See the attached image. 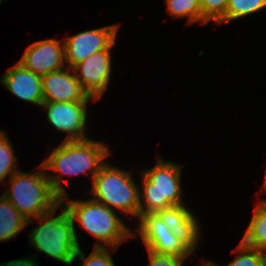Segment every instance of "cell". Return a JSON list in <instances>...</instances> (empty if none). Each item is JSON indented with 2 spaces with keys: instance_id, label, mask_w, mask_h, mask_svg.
<instances>
[{
  "instance_id": "30bf717a",
  "label": "cell",
  "mask_w": 266,
  "mask_h": 266,
  "mask_svg": "<svg viewBox=\"0 0 266 266\" xmlns=\"http://www.w3.org/2000/svg\"><path fill=\"white\" fill-rule=\"evenodd\" d=\"M111 64V50H102L72 68L77 80L95 101L107 89L111 77Z\"/></svg>"
},
{
  "instance_id": "6da1fadb",
  "label": "cell",
  "mask_w": 266,
  "mask_h": 266,
  "mask_svg": "<svg viewBox=\"0 0 266 266\" xmlns=\"http://www.w3.org/2000/svg\"><path fill=\"white\" fill-rule=\"evenodd\" d=\"M106 144L94 141L90 138L85 140H64L43 160L45 170L58 172V175L46 171L47 178L53 190L60 196L67 195L62 184L63 175L78 176L90 171L92 181L99 172L105 159L110 155ZM104 160V161H103ZM88 171V172H87Z\"/></svg>"
},
{
  "instance_id": "ba28073f",
  "label": "cell",
  "mask_w": 266,
  "mask_h": 266,
  "mask_svg": "<svg viewBox=\"0 0 266 266\" xmlns=\"http://www.w3.org/2000/svg\"><path fill=\"white\" fill-rule=\"evenodd\" d=\"M118 25H108L72 35L63 40L65 49V62L73 68L94 53L102 50H111L115 45Z\"/></svg>"
},
{
  "instance_id": "e0dca14e",
  "label": "cell",
  "mask_w": 266,
  "mask_h": 266,
  "mask_svg": "<svg viewBox=\"0 0 266 266\" xmlns=\"http://www.w3.org/2000/svg\"><path fill=\"white\" fill-rule=\"evenodd\" d=\"M167 12L173 18L188 17V24L195 22L203 25L208 22L202 17L200 0H165Z\"/></svg>"
},
{
  "instance_id": "9c48e42d",
  "label": "cell",
  "mask_w": 266,
  "mask_h": 266,
  "mask_svg": "<svg viewBox=\"0 0 266 266\" xmlns=\"http://www.w3.org/2000/svg\"><path fill=\"white\" fill-rule=\"evenodd\" d=\"M88 102H43L47 120L56 130L66 133L64 140H85Z\"/></svg>"
},
{
  "instance_id": "3957f363",
  "label": "cell",
  "mask_w": 266,
  "mask_h": 266,
  "mask_svg": "<svg viewBox=\"0 0 266 266\" xmlns=\"http://www.w3.org/2000/svg\"><path fill=\"white\" fill-rule=\"evenodd\" d=\"M39 171L26 173L20 170L10 179V186L2 194L27 219V225L61 203V197L53 190L42 163Z\"/></svg>"
},
{
  "instance_id": "2e32d148",
  "label": "cell",
  "mask_w": 266,
  "mask_h": 266,
  "mask_svg": "<svg viewBox=\"0 0 266 266\" xmlns=\"http://www.w3.org/2000/svg\"><path fill=\"white\" fill-rule=\"evenodd\" d=\"M241 241L246 246L266 250V200L260 199Z\"/></svg>"
},
{
  "instance_id": "d4e9b609",
  "label": "cell",
  "mask_w": 266,
  "mask_h": 266,
  "mask_svg": "<svg viewBox=\"0 0 266 266\" xmlns=\"http://www.w3.org/2000/svg\"><path fill=\"white\" fill-rule=\"evenodd\" d=\"M201 266H218L215 262L212 261H203Z\"/></svg>"
},
{
  "instance_id": "603a6c76",
  "label": "cell",
  "mask_w": 266,
  "mask_h": 266,
  "mask_svg": "<svg viewBox=\"0 0 266 266\" xmlns=\"http://www.w3.org/2000/svg\"><path fill=\"white\" fill-rule=\"evenodd\" d=\"M149 265L147 266H183L185 258H179L173 255L158 254L147 249Z\"/></svg>"
},
{
  "instance_id": "44dd1931",
  "label": "cell",
  "mask_w": 266,
  "mask_h": 266,
  "mask_svg": "<svg viewBox=\"0 0 266 266\" xmlns=\"http://www.w3.org/2000/svg\"><path fill=\"white\" fill-rule=\"evenodd\" d=\"M86 254L82 252V250L78 249L77 254L74 258L83 261V266H115L114 261L112 259V255L109 253V250L106 247H95L93 252L90 253L87 257Z\"/></svg>"
},
{
  "instance_id": "4316f807",
  "label": "cell",
  "mask_w": 266,
  "mask_h": 266,
  "mask_svg": "<svg viewBox=\"0 0 266 266\" xmlns=\"http://www.w3.org/2000/svg\"><path fill=\"white\" fill-rule=\"evenodd\" d=\"M261 190H263L264 193H266V174H265V179H264V185Z\"/></svg>"
},
{
  "instance_id": "5bb4252c",
  "label": "cell",
  "mask_w": 266,
  "mask_h": 266,
  "mask_svg": "<svg viewBox=\"0 0 266 266\" xmlns=\"http://www.w3.org/2000/svg\"><path fill=\"white\" fill-rule=\"evenodd\" d=\"M156 214L163 223L183 242L193 253L200 240V225L196 216L186 205L172 206L159 210Z\"/></svg>"
},
{
  "instance_id": "277c9868",
  "label": "cell",
  "mask_w": 266,
  "mask_h": 266,
  "mask_svg": "<svg viewBox=\"0 0 266 266\" xmlns=\"http://www.w3.org/2000/svg\"><path fill=\"white\" fill-rule=\"evenodd\" d=\"M58 207H61V203L53 210L36 218L40 221V225L30 232L29 245L36 247L38 252L48 257L71 265L80 247L79 236L74 230V223L65 207L60 215L54 216Z\"/></svg>"
},
{
  "instance_id": "7a4b0ae2",
  "label": "cell",
  "mask_w": 266,
  "mask_h": 266,
  "mask_svg": "<svg viewBox=\"0 0 266 266\" xmlns=\"http://www.w3.org/2000/svg\"><path fill=\"white\" fill-rule=\"evenodd\" d=\"M61 207L67 209L74 223V230L77 221L85 231L97 239L95 247H106V244L113 250L118 249L121 243L133 237V232L114 210L93 199L70 200L65 195L61 197ZM100 241L104 245L100 244Z\"/></svg>"
},
{
  "instance_id": "484cf974",
  "label": "cell",
  "mask_w": 266,
  "mask_h": 266,
  "mask_svg": "<svg viewBox=\"0 0 266 266\" xmlns=\"http://www.w3.org/2000/svg\"><path fill=\"white\" fill-rule=\"evenodd\" d=\"M262 266H266V250L263 251Z\"/></svg>"
},
{
  "instance_id": "d6986e66",
  "label": "cell",
  "mask_w": 266,
  "mask_h": 266,
  "mask_svg": "<svg viewBox=\"0 0 266 266\" xmlns=\"http://www.w3.org/2000/svg\"><path fill=\"white\" fill-rule=\"evenodd\" d=\"M6 135V132L0 130V184L4 182V179L7 178L6 176L11 177L19 171L15 167L17 159L12 149L13 145Z\"/></svg>"
},
{
  "instance_id": "8992f818",
  "label": "cell",
  "mask_w": 266,
  "mask_h": 266,
  "mask_svg": "<svg viewBox=\"0 0 266 266\" xmlns=\"http://www.w3.org/2000/svg\"><path fill=\"white\" fill-rule=\"evenodd\" d=\"M90 194L93 200L126 215L140 217V188L131 173L104 163L93 179Z\"/></svg>"
},
{
  "instance_id": "ffe728a7",
  "label": "cell",
  "mask_w": 266,
  "mask_h": 266,
  "mask_svg": "<svg viewBox=\"0 0 266 266\" xmlns=\"http://www.w3.org/2000/svg\"><path fill=\"white\" fill-rule=\"evenodd\" d=\"M237 256L227 266H262L263 251L246 246L240 241L236 250Z\"/></svg>"
},
{
  "instance_id": "7c38bea8",
  "label": "cell",
  "mask_w": 266,
  "mask_h": 266,
  "mask_svg": "<svg viewBox=\"0 0 266 266\" xmlns=\"http://www.w3.org/2000/svg\"><path fill=\"white\" fill-rule=\"evenodd\" d=\"M42 88L44 102H89L91 99L95 100L86 92L70 67L43 75Z\"/></svg>"
},
{
  "instance_id": "8fae6325",
  "label": "cell",
  "mask_w": 266,
  "mask_h": 266,
  "mask_svg": "<svg viewBox=\"0 0 266 266\" xmlns=\"http://www.w3.org/2000/svg\"><path fill=\"white\" fill-rule=\"evenodd\" d=\"M18 62L41 77L61 70L66 67L64 65L66 63L64 42H60L56 38L33 42L26 48Z\"/></svg>"
},
{
  "instance_id": "ac0fdd59",
  "label": "cell",
  "mask_w": 266,
  "mask_h": 266,
  "mask_svg": "<svg viewBox=\"0 0 266 266\" xmlns=\"http://www.w3.org/2000/svg\"><path fill=\"white\" fill-rule=\"evenodd\" d=\"M266 7V0H229L225 16L217 23L240 19Z\"/></svg>"
},
{
  "instance_id": "9a60e30c",
  "label": "cell",
  "mask_w": 266,
  "mask_h": 266,
  "mask_svg": "<svg viewBox=\"0 0 266 266\" xmlns=\"http://www.w3.org/2000/svg\"><path fill=\"white\" fill-rule=\"evenodd\" d=\"M20 212L3 195L0 197V242L13 239L27 226Z\"/></svg>"
},
{
  "instance_id": "5b68a950",
  "label": "cell",
  "mask_w": 266,
  "mask_h": 266,
  "mask_svg": "<svg viewBox=\"0 0 266 266\" xmlns=\"http://www.w3.org/2000/svg\"><path fill=\"white\" fill-rule=\"evenodd\" d=\"M181 168L182 165L157 157L155 166L141 173L140 215L184 205L181 194Z\"/></svg>"
},
{
  "instance_id": "7402d4cb",
  "label": "cell",
  "mask_w": 266,
  "mask_h": 266,
  "mask_svg": "<svg viewBox=\"0 0 266 266\" xmlns=\"http://www.w3.org/2000/svg\"><path fill=\"white\" fill-rule=\"evenodd\" d=\"M229 0H200L202 17L216 24L225 16Z\"/></svg>"
},
{
  "instance_id": "4fadbf2b",
  "label": "cell",
  "mask_w": 266,
  "mask_h": 266,
  "mask_svg": "<svg viewBox=\"0 0 266 266\" xmlns=\"http://www.w3.org/2000/svg\"><path fill=\"white\" fill-rule=\"evenodd\" d=\"M10 93L20 100L41 106L44 102L42 77L17 62L1 78Z\"/></svg>"
},
{
  "instance_id": "52a82bcc",
  "label": "cell",
  "mask_w": 266,
  "mask_h": 266,
  "mask_svg": "<svg viewBox=\"0 0 266 266\" xmlns=\"http://www.w3.org/2000/svg\"><path fill=\"white\" fill-rule=\"evenodd\" d=\"M137 231L146 249L158 254L188 258L193 252L163 223L156 213H142Z\"/></svg>"
},
{
  "instance_id": "cb8c5ba5",
  "label": "cell",
  "mask_w": 266,
  "mask_h": 266,
  "mask_svg": "<svg viewBox=\"0 0 266 266\" xmlns=\"http://www.w3.org/2000/svg\"><path fill=\"white\" fill-rule=\"evenodd\" d=\"M38 256H30V257H25L22 259H16V260H12L9 262H5L0 264V266H37L38 263H36L34 260L35 258Z\"/></svg>"
}]
</instances>
